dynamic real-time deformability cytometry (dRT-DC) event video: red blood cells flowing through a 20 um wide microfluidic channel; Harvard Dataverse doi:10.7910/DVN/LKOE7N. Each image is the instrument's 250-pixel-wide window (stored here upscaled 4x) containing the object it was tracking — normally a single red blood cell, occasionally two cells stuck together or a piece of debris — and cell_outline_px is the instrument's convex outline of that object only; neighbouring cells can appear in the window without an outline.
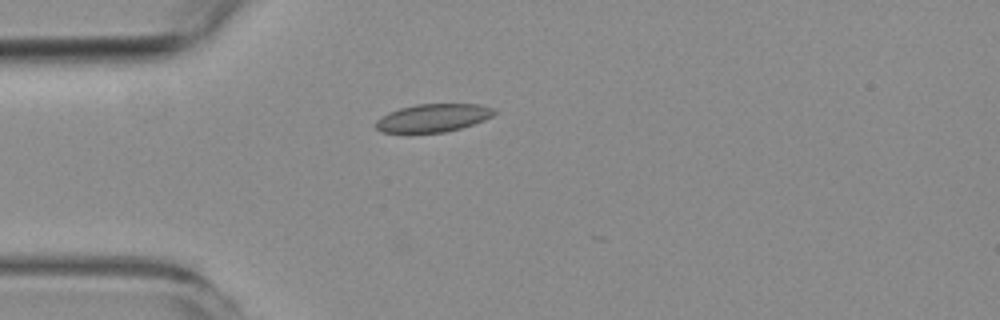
{"species": "common noctule bat (a hibernating species)", "species_latin": "Nyctalus noctula", "temperature_condition": "room temperature", "stored_images_in_passage": 5, "camera_frame_rate_fps": 3000, "um_per_image_px": 0.085, "animal": {"sex": "female", "body_mass_g": 19.3, "forearm_length_mm": 54.1}, "frame": {"image": 1, "passage_image": 1, "time_ms": 0.0, "image_size_px": [1000, 320], "cell_outline_px": [[496, 112], [492, 116], [484, 120], [460, 128], [444, 132], [412, 136], [380, 132], [376, 128], [376, 120], [388, 112], [400, 108], [416, 104], [480, 104], [496, 108]], "centroid_in_image_um": [36.75, 10.07], "position_along_channel_um": 48.3, "area_um2": 20.17}}
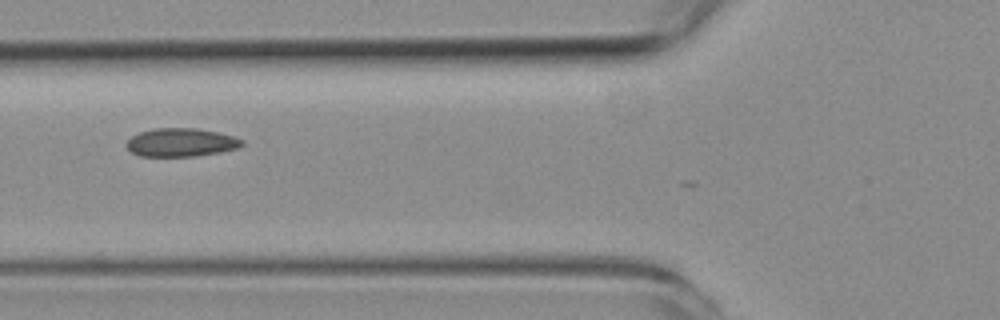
{"frame": {"image": 2, "passage_image": 3, "time_ms": 2.0, "image_size_px": [1000, 320], "cell_outline_px": [[244, 144], [240, 148], [220, 152], [196, 156], [140, 156], [132, 152], [124, 144], [132, 136], [140, 132], [156, 128], [196, 128], [236, 136], [244, 140]], "centroid_in_image_um": [15.43, 12.11], "position_along_channel_um": 110.4, "area_um2": 19.19}}